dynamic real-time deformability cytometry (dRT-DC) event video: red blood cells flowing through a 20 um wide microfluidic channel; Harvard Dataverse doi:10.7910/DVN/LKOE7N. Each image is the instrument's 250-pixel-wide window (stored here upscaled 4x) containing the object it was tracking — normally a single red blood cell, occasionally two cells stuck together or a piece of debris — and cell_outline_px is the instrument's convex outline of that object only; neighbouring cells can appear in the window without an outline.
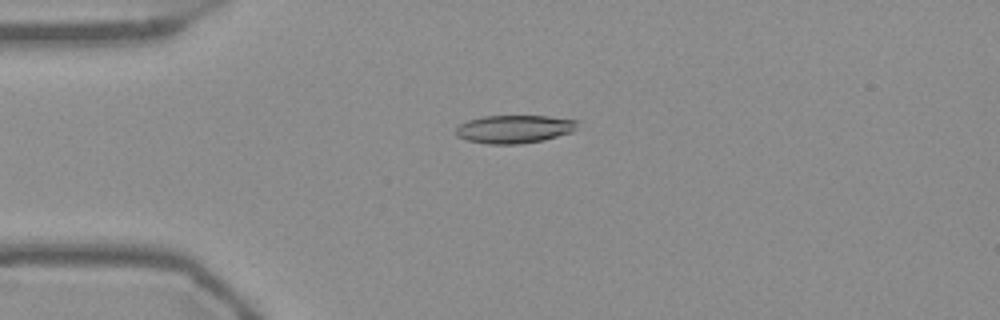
{"species": "Egyptian fruit bat (a non-hibernating species)", "species_latin": "Rousettus aegyptiacus", "temperature_condition": "warm", "stored_images_in_passage": 54, "camera_frame_rate_fps": 3000, "um_per_image_px": 0.085, "frame": {"image": 1, "passage_image": 13, "time_ms": 4.0, "image_size_px": [1000, 320], "cell_outline_px": [[576, 120], [572, 132], [544, 140], [520, 144], [488, 144], [468, 140], [456, 136], [456, 128], [460, 124], [468, 120], [484, 116], [548, 116]], "centroid_in_image_um": [43.67, 10.98], "position_along_channel_um": 41.3, "area_um2": 19.71}}
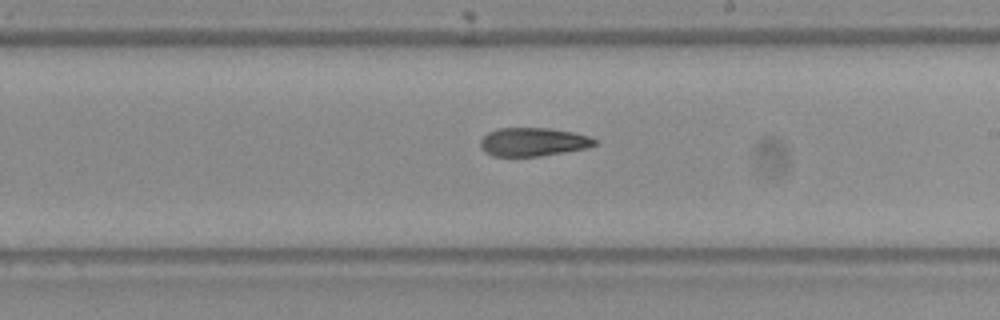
{"frame": {"image": 2, "passage_image": 31, "time_ms": 10.0, "image_size_px": [1000, 320], "cell_outline_px": [[596, 144], [588, 148], [540, 156], [492, 156], [484, 152], [480, 148], [480, 140], [488, 132], [500, 128], [548, 128], [576, 132], [592, 136], [596, 140]], "centroid_in_image_um": [45.33, 12.06], "position_along_channel_um": 243.7, "area_um2": 19.19}}
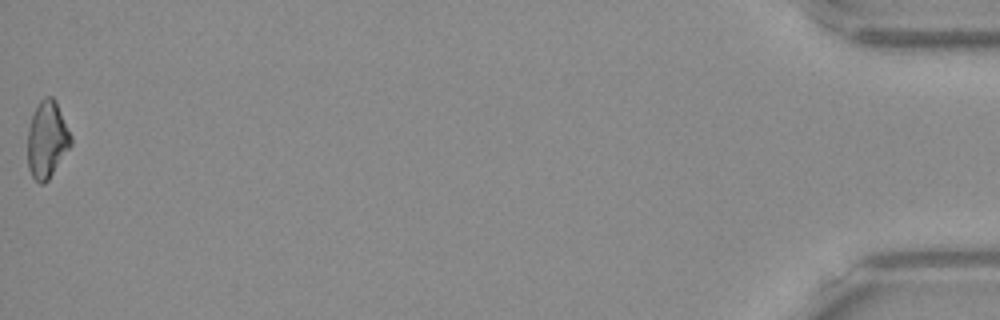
{"frame": {"image": 3, "passage_image": 54, "time_ms": 17.667, "image_size_px": [1000, 320], "cell_outline_px": [[72, 144], [48, 180], [44, 184], [40, 184], [32, 176], [28, 168], [28, 132], [32, 112], [40, 100], [44, 96], [52, 96], [56, 100], [72, 136]], "centroid_in_image_um": [4.0, 11.84], "position_along_channel_um": 431.2, "area_um2": 19.54}, "authors_computed_cell_mechanics": {"area_um2": 19.5942, "velocity_mm_per_s": 3.7613, "shape_relaxation_time_tau1_ms": 8.0341, "shape_relaxation_time_tau2_ms": 5.4065, "deformation_change_tau1": 0.2166, "deformation_change_tau2": 0.1422}}